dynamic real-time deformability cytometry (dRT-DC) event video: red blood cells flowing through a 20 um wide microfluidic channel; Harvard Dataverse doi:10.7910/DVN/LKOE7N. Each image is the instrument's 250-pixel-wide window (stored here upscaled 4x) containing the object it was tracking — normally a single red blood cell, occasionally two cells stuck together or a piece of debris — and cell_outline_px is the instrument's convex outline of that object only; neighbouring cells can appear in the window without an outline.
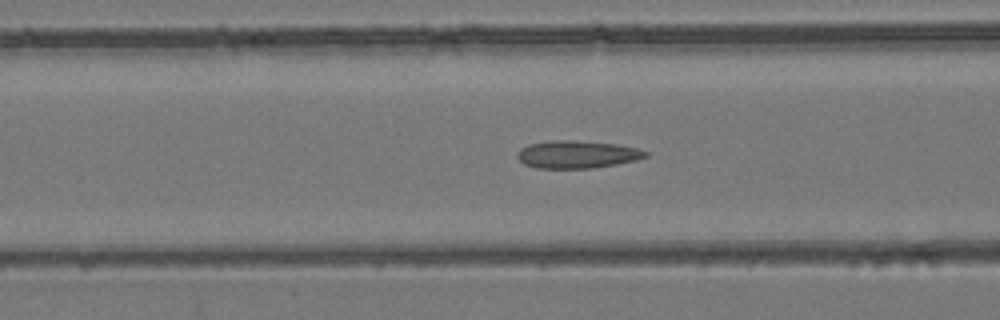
{"species": "common noctule bat (a hibernating species)", "species_latin": "Nyctalus noctula", "temperature_condition": "room temperature", "stored_images_in_passage": 54, "camera_frame_rate_fps": 3000, "um_per_image_px": 0.085, "animal": {"sex": "female", "body_mass_g": 24.6, "forearm_length_mm": 56.2}, "frame": {"image": 1, "passage_image": 22, "time_ms": 7.0, "image_size_px": [1000, 320], "cell_outline_px": [[648, 156], [636, 160], [616, 164], [592, 168], [536, 168], [524, 164], [516, 156], [516, 152], [520, 148], [528, 144], [556, 140], [572, 140], [616, 144], [636, 148], [648, 152]], "centroid_in_image_um": [49.02, 13.13], "position_along_channel_um": 117.6, "area_um2": 20.58}}
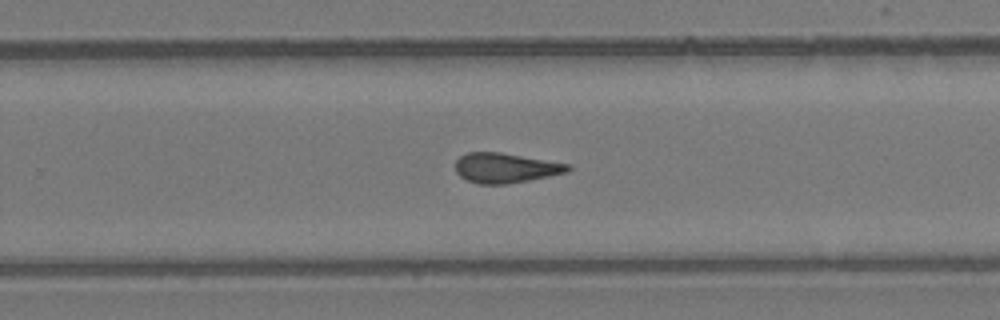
{"frame": {"image": 2, "passage_image": 35, "time_ms": 11.333, "image_size_px": [1000, 320], "cell_outline_px": [[572, 168], [568, 172], [508, 184], [476, 184], [460, 176], [456, 172], [456, 160], [460, 156], [468, 152], [500, 152], [572, 164]], "centroid_in_image_um": [42.99, 14.27], "position_along_channel_um": 286.8, "area_um2": 19.65}}
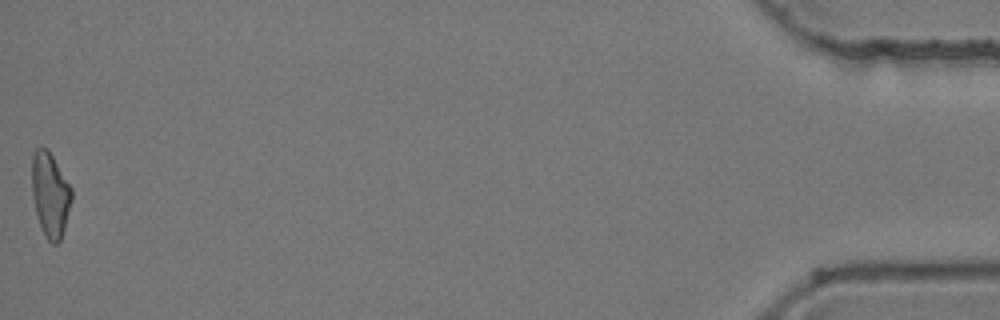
{"frame": {"image": 3, "passage_image": 54, "time_ms": 17.667, "image_size_px": [1000, 320], "cell_outline_px": [[72, 200], [64, 228], [60, 240], [56, 244], [52, 244], [44, 236], [40, 228], [32, 196], [32, 156], [36, 148], [48, 148], [72, 188]], "centroid_in_image_um": [4.26, 16.55], "position_along_channel_um": 430.9, "area_um2": 19.65}, "authors_computed_cell_mechanics": {"area_um2": 19.941, "velocity_mm_per_s": 3.915, "shape_relaxation_time_tau1_ms": null, "shape_relaxation_time_tau2_ms": 2.5923, "deformation_change_tau1": null, "deformation_change_tau2": 0.1225}}